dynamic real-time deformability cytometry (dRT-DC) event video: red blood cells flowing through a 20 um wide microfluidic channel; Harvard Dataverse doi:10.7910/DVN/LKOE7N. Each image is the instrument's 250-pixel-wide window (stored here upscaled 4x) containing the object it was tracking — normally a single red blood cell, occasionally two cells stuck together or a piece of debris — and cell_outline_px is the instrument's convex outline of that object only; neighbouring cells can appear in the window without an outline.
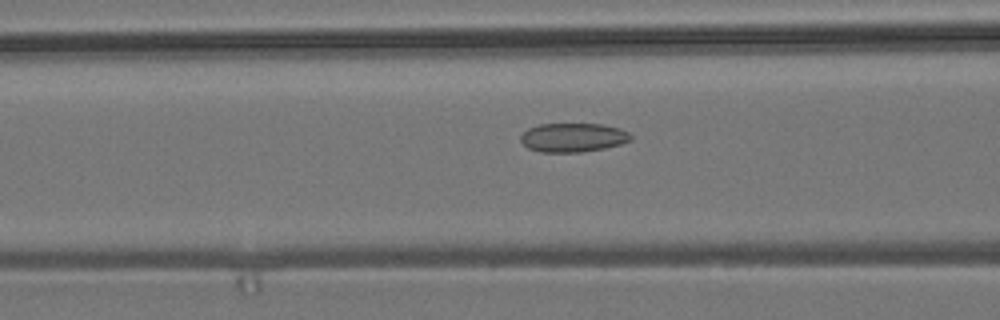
{"species": "common noctule bat (a hibernating species)", "species_latin": "Nyctalus noctula", "temperature_condition": "room temperature", "stored_images_in_passage": 48, "camera_frame_rate_fps": 3000, "um_per_image_px": 0.085, "animal": {"sex": "male", "body_mass_g": 19.2, "forearm_length_mm": 51.8}, "frame": {"image": 1, "passage_image": 21, "time_ms": 6.667, "image_size_px": [1000, 320], "cell_outline_px": [[632, 140], [620, 144], [604, 148], [580, 152], [540, 152], [528, 148], [520, 140], [520, 136], [528, 128], [540, 124], [604, 124], [620, 128], [628, 132], [632, 136]], "centroid_in_image_um": [48.72, 11.68], "position_along_channel_um": 117.9, "area_um2": 18.61}}
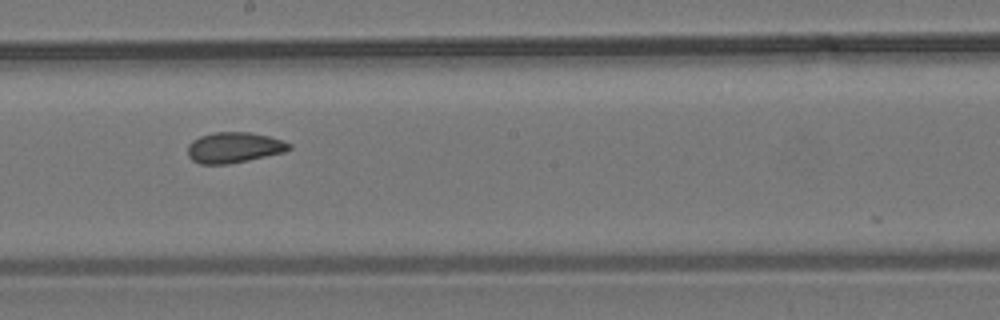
{"frame": {"image": 2, "passage_image": 30, "time_ms": 9.667, "image_size_px": [1000, 320], "cell_outline_px": [[292, 148], [284, 152], [248, 160], [228, 164], [200, 164], [192, 160], [188, 156], [188, 144], [192, 140], [200, 136], [212, 132], [252, 132], [268, 136], [292, 144]], "centroid_in_image_um": [19.87, 12.53], "position_along_channel_um": 228.3, "area_um2": 18.15}}
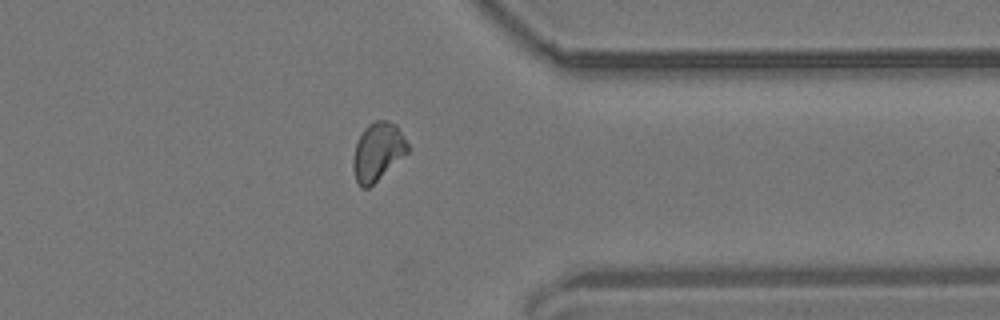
{"frame": {"image": 3, "passage_image": 43, "time_ms": 14.0, "image_size_px": [1000, 320], "cell_outline_px": [[408, 152], [368, 188], [360, 188], [356, 180], [352, 168], [352, 160], [356, 144], [364, 128], [368, 124], [376, 120], [388, 120], [396, 124], [408, 144]], "centroid_in_image_um": [32.09, 12.88], "position_along_channel_um": 379.3, "area_um2": 18.32}, "authors_computed_cell_mechanics": {"area_um2": 18.496, "velocity_mm_per_s": 3.6762, "shape_relaxation_time_tau1_ms": null, "shape_relaxation_time_tau2_ms": 1.7269, "deformation_change_tau1": null, "deformation_change_tau2": 0.0693}}